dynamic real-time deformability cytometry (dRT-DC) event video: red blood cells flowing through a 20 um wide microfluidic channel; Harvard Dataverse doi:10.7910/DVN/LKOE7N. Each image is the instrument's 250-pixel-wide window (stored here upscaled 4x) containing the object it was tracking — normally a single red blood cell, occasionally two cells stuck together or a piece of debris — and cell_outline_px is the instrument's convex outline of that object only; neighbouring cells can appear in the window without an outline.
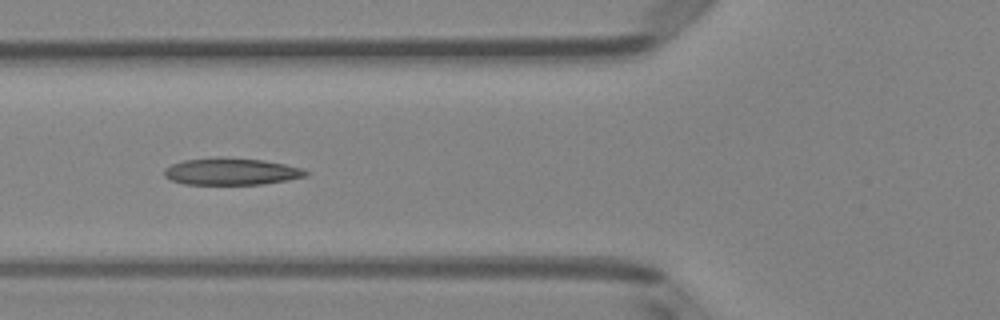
{"species": "Egyptian fruit bat (a non-hibernating species)", "species_latin": "Rousettus aegyptiacus", "temperature_condition": "room temperature", "stored_images_in_passage": 7, "camera_frame_rate_fps": 3000, "um_per_image_px": 0.085, "animal": {"sex": "female"}, "frame": {"image": 1, "passage_image": 5, "time_ms": 1.333, "image_size_px": [1000, 320], "cell_outline_px": [[308, 176], [288, 180], [264, 184], [184, 184], [168, 180], [164, 176], [164, 168], [172, 164], [184, 160], [264, 160], [304, 168], [308, 172]], "centroid_in_image_um": [19.69, 14.63], "position_along_channel_um": 106.1, "area_um2": 21.39}}
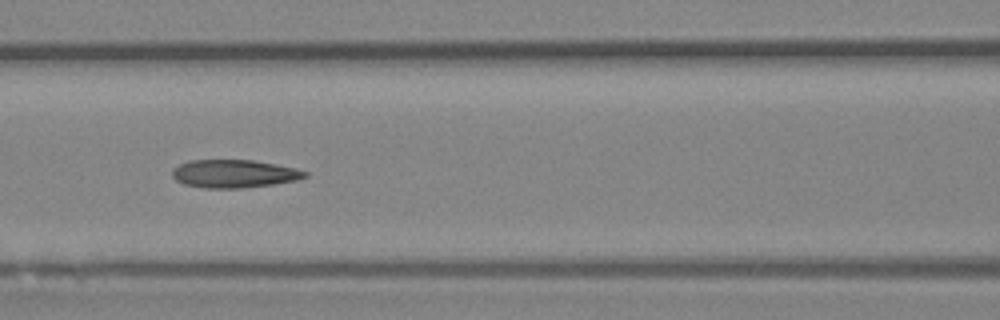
{"frame": {"image": 2, "passage_image": 6, "time_ms": 1.667, "image_size_px": [1000, 320], "cell_outline_px": [[308, 176], [296, 180], [272, 184], [240, 188], [200, 188], [184, 184], [176, 180], [172, 176], [172, 168], [188, 160], [252, 160], [276, 164], [296, 168], [308, 172]], "centroid_in_image_um": [19.87, 14.76], "position_along_channel_um": 146.7, "area_um2": 21.73}}
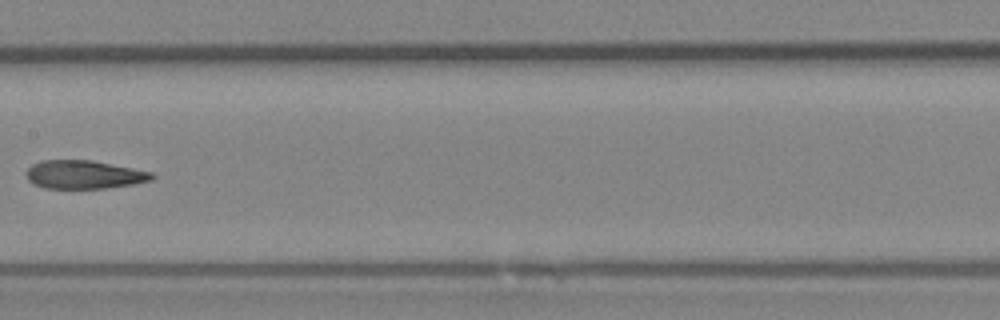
{"frame": {"image": 3, "passage_image": 7, "time_ms": 2.0, "image_size_px": [1000, 320], "cell_outline_px": [[156, 176], [152, 180], [132, 184], [108, 188], [44, 188], [32, 184], [28, 180], [28, 168], [32, 164], [40, 160], [92, 160], [152, 172]], "centroid_in_image_um": [7.15, 14.84], "position_along_channel_um": 200.3, "area_um2": 20.75}}